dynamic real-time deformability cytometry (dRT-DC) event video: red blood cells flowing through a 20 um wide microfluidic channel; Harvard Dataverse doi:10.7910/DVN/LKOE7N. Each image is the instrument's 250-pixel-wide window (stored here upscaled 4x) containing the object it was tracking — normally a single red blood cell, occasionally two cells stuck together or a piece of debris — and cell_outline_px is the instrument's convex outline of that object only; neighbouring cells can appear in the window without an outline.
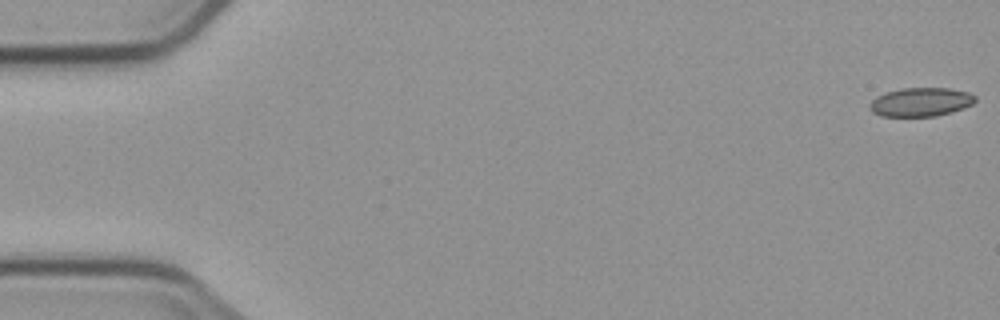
{"species": "common noctule bat (a hibernating species)", "species_latin": "Nyctalus noctula", "temperature_condition": "cold", "stored_images_in_passage": 8, "camera_frame_rate_fps": 3000, "um_per_image_px": 0.085, "animal": {"sex": "male", "body_mass_g": 23.1, "forearm_length_mm": 52.7}, "frame": {"image": 1, "passage_image": 1, "time_ms": 0.0, "image_size_px": [1000, 320], "cell_outline_px": [[976, 100], [972, 104], [964, 108], [952, 112], [936, 116], [880, 116], [872, 112], [868, 104], [876, 96], [888, 92], [904, 88], [948, 88], [968, 92], [976, 96]], "centroid_in_image_um": [78.27, 8.68], "position_along_channel_um": 6.7, "area_um2": 17.69}}
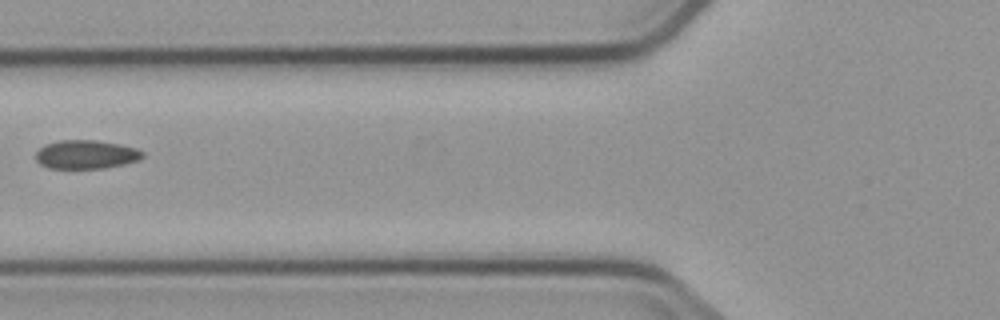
{"frame": {"image": 2, "passage_image": 7, "time_ms": 7.0, "image_size_px": [1000, 320], "cell_outline_px": [[144, 156], [136, 160], [124, 164], [104, 168], [48, 168], [40, 164], [36, 160], [36, 152], [44, 144], [60, 140], [96, 140], [120, 144], [136, 148], [144, 152]], "centroid_in_image_um": [7.3, 13.12], "position_along_channel_um": 118.5, "area_um2": 17.86}}
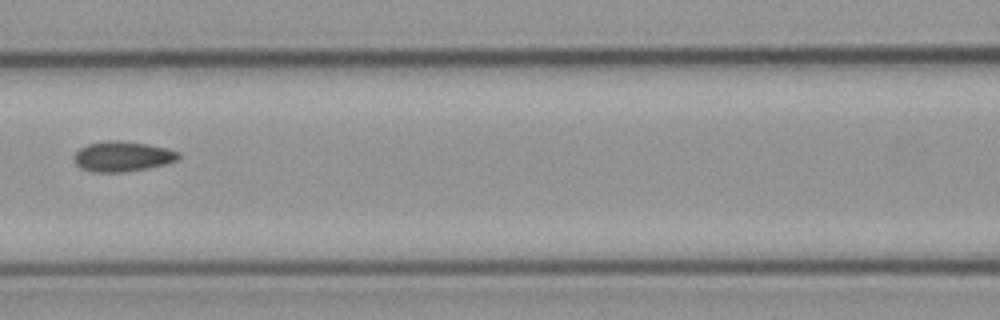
{"frame": {"image": 3, "passage_image": 8, "time_ms": 8.0, "image_size_px": [1000, 320], "cell_outline_px": [[180, 156], [176, 160], [164, 164], [148, 168], [124, 172], [92, 172], [80, 168], [76, 164], [72, 156], [80, 148], [88, 144], [104, 140], [120, 140], [148, 144], [168, 148], [180, 152]], "centroid_in_image_um": [10.39, 13.29], "position_along_channel_um": 156.2, "area_um2": 18.55}}